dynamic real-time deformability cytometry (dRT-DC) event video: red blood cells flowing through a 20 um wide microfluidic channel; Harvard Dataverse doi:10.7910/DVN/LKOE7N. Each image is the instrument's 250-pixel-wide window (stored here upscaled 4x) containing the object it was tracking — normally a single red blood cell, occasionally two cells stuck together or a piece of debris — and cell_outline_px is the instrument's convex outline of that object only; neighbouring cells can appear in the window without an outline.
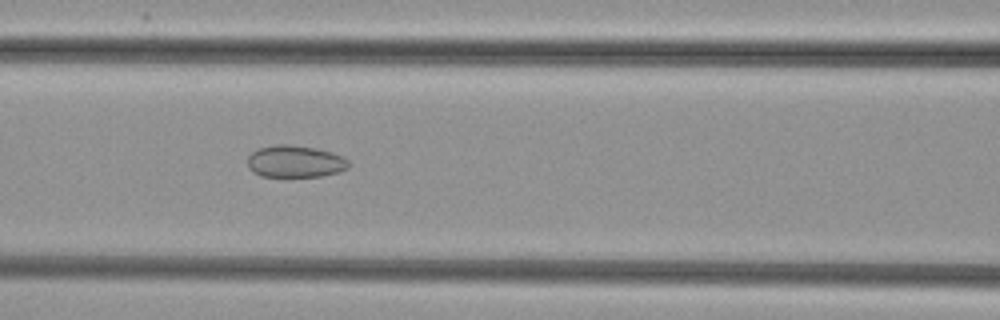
{"species": "common noctule bat (a hibernating species)", "species_latin": "Nyctalus noctula", "temperature_condition": "cold", "stored_images_in_passage": 32, "camera_frame_rate_fps": 3000, "um_per_image_px": 0.085, "animal": {"sex": "female", "body_mass_g": 29.2, "forearm_length_mm": 56.3}, "frame": {"image": 1, "passage_image": 9, "time_ms": 2.667, "image_size_px": [1000, 320], "cell_outline_px": [[348, 168], [340, 172], [324, 176], [260, 176], [252, 172], [248, 168], [248, 156], [252, 152], [260, 148], [276, 144], [288, 144], [316, 148], [332, 152], [348, 160]], "centroid_in_image_um": [25.08, 13.72], "position_along_channel_um": 141.5, "area_um2": 18.9}}
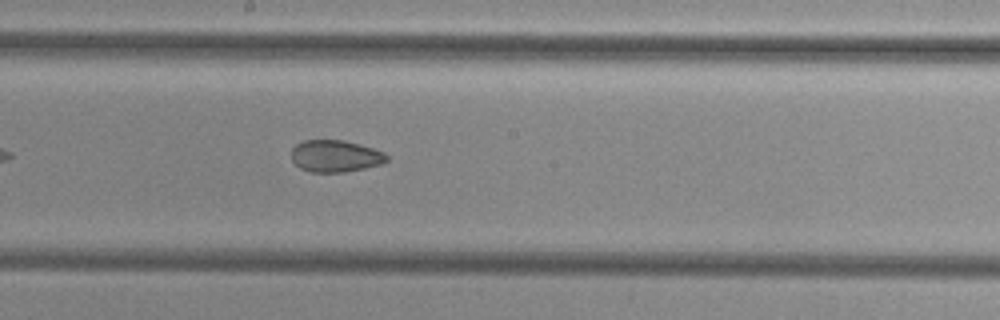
{"frame": {"image": 2, "passage_image": 15, "time_ms": 4.667, "image_size_px": [1000, 320], "cell_outline_px": [[388, 160], [380, 164], [364, 168], [344, 172], [308, 172], [300, 168], [292, 160], [292, 148], [296, 144], [304, 140], [344, 140], [372, 148], [384, 152], [388, 156]], "centroid_in_image_um": [28.49, 13.27], "position_along_channel_um": 219.7, "area_um2": 17.69}}
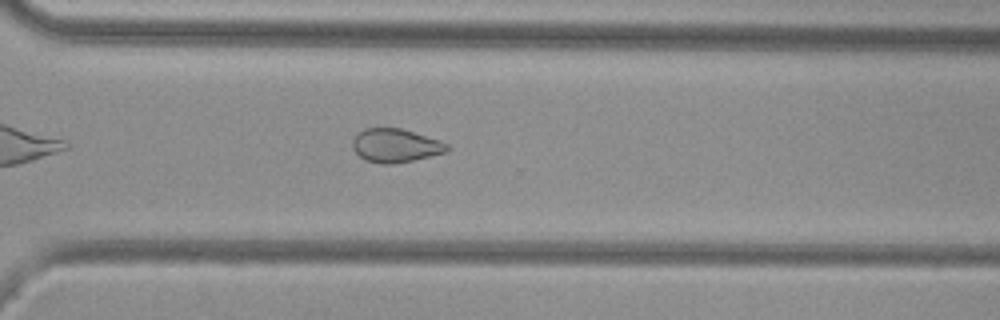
{"frame": {"image": 3, "passage_image": 24, "time_ms": 7.667, "image_size_px": [1000, 320], "cell_outline_px": [[452, 148], [448, 152], [412, 160], [392, 164], [380, 164], [364, 160], [352, 148], [352, 140], [364, 128], [400, 128], [440, 140], [448, 144]], "centroid_in_image_um": [33.64, 12.38], "position_along_channel_um": 337.0, "area_um2": 18.55}}